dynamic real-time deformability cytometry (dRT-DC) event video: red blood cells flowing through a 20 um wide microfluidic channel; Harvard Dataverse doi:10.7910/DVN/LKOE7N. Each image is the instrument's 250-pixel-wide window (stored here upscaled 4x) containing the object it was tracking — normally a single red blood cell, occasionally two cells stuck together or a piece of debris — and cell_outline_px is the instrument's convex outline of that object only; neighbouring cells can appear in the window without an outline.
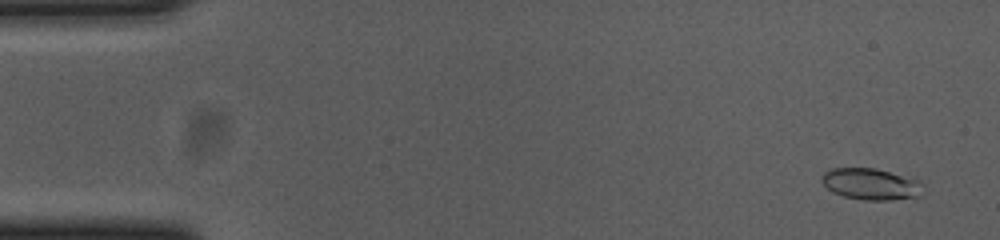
{"species": "common noctule bat (a hibernating species)", "species_latin": "Nyctalus noctula", "temperature_condition": "cold", "stored_images_in_passage": 55, "camera_frame_rate_fps": 3000, "um_per_image_px": 0.085, "animal": {"sex": "female", "body_mass_g": 23.0, "forearm_length_mm": 53.4}, "frame": {"image": 1, "passage_image": 3, "time_ms": 0.667, "image_size_px": [1000, 240], "cell_outline_px": [[924, 196], [888, 200], [864, 200], [844, 196], [832, 192], [820, 180], [820, 176], [828, 168], [876, 168], [912, 176], [920, 180], [924, 184]], "centroid_in_image_um": [74.11, 15.63], "position_along_channel_um": 10.9, "area_um2": 19.25}}
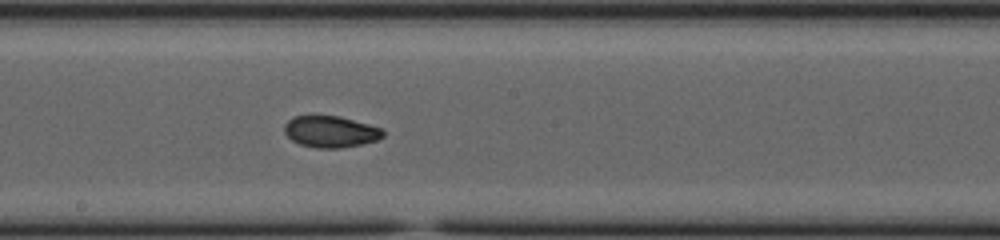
{"frame": {"image": 2, "passage_image": 30, "time_ms": 9.667, "image_size_px": [1000, 240], "cell_outline_px": [[384, 136], [376, 140], [360, 144], [340, 148], [316, 148], [300, 144], [292, 140], [284, 132], [284, 124], [292, 116], [312, 112], [340, 116], [384, 128]], "centroid_in_image_um": [28.06, 11.13], "position_along_channel_um": 220.1, "area_um2": 18.84}}
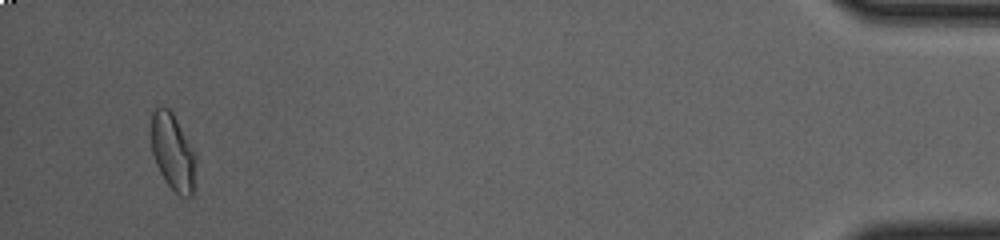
{"frame": {"image": 3, "passage_image": 53, "time_ms": 17.333, "image_size_px": [1000, 240], "cell_outline_px": [[196, 160], [192, 196], [180, 196], [168, 184], [160, 172], [156, 164], [152, 152], [152, 112], [156, 108], [168, 108], [172, 112], [196, 152]], "centroid_in_image_um": [14.71, 12.93], "position_along_channel_um": 420.5, "area_um2": 19.71}, "authors_computed_cell_mechanics": {"area_um2": 18.3226, "velocity_mm_per_s": 3.6816, "shape_relaxation_time_tau1_ms": 7.8282, "shape_relaxation_time_tau2_ms": 2.2989, "deformation_change_tau1": 0.1667, "deformation_change_tau2": 0.0562}}